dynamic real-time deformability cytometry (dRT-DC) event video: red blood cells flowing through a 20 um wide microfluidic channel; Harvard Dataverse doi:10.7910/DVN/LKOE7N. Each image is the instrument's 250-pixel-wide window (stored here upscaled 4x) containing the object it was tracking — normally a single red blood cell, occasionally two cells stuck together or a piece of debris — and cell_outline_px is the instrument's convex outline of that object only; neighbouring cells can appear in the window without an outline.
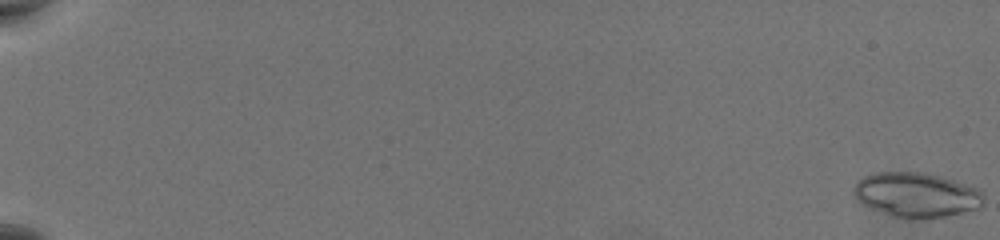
{"species": "common noctule bat (a hibernating species)", "species_latin": "Nyctalus noctula", "temperature_condition": "warm", "stored_images_in_passage": 53, "camera_frame_rate_fps": 3000, "um_per_image_px": 0.085, "animal": {"sex": "female", "body_mass_g": 19.5, "forearm_length_mm": 54.1}, "frame": {"image": 1, "passage_image": 1, "time_ms": 0.0, "image_size_px": [1000, 240], "cell_outline_px": [[984, 204], [980, 208], [944, 216], [916, 220], [908, 220], [892, 216], [872, 208], [864, 204], [852, 192], [852, 188], [864, 176], [876, 172], [924, 172], [940, 176], [976, 188], [984, 192]], "centroid_in_image_um": [77.91, 16.57], "position_along_channel_um": 7.1, "area_um2": 33.87}}